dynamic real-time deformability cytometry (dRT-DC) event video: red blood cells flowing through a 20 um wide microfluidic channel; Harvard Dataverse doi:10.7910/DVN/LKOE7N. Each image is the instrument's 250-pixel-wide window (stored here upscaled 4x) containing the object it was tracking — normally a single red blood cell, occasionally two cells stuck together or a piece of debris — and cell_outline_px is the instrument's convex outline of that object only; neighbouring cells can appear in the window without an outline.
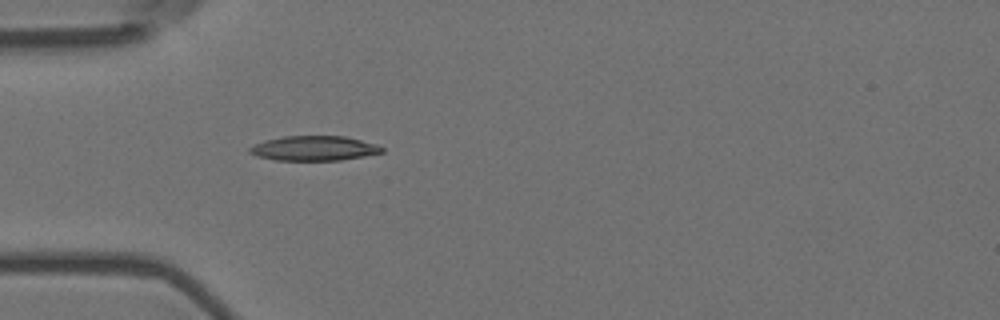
{"species": "Egyptian fruit bat (a non-hibernating species)", "species_latin": "Rousettus aegyptiacus", "temperature_condition": "room temperature", "stored_images_in_passage": 5, "camera_frame_rate_fps": 3000, "um_per_image_px": 0.085, "animal": {"sex": "female"}, "frame": {"image": 1, "passage_image": 5, "time_ms": 1.333, "image_size_px": [1000, 320], "cell_outline_px": [[384, 152], [364, 156], [340, 160], [276, 160], [256, 156], [248, 152], [248, 148], [252, 144], [264, 140], [284, 136], [344, 136], [376, 144], [384, 148]], "centroid_in_image_um": [26.65, 12.6], "position_along_channel_um": 58.4, "area_um2": 19.13}}